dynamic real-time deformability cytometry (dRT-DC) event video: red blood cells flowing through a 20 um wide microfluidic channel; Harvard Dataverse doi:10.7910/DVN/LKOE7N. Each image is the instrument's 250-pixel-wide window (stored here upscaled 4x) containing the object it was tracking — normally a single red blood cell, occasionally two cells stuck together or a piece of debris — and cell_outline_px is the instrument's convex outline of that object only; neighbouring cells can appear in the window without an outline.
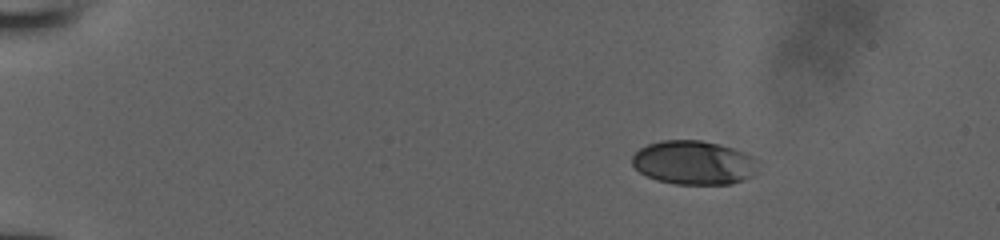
{"species": "human", "species_latin": "Homo sapiens", "temperature_condition": "room temperature", "stored_images_in_passage": 44, "camera_frame_rate_fps": 3000, "um_per_image_px": 0.085, "donor": {"sex": "male"}, "frame": {"image": 1, "passage_image": 1, "time_ms": 0.0, "image_size_px": [1000, 240], "cell_outline_px": [[760, 160], [752, 176], [744, 180], [732, 184], [676, 184], [656, 180], [640, 172], [632, 164], [632, 156], [640, 148], [648, 144], [660, 140], [700, 140], [720, 144], [744, 152]], "centroid_in_image_um": [58.99, 13.82], "position_along_channel_um": 26.0, "area_um2": 32.37}}
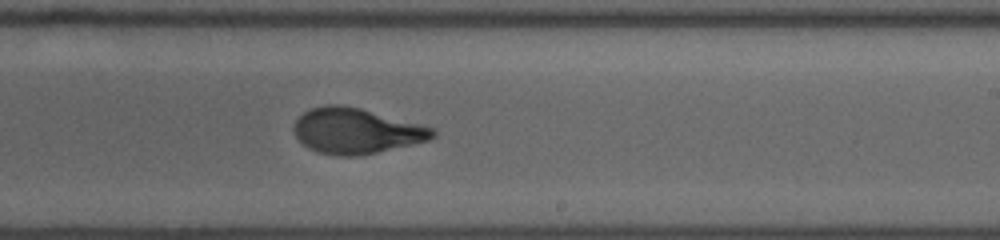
{"frame": {"image": 2, "passage_image": 26, "time_ms": 8.333, "image_size_px": [1000, 240], "cell_outline_px": [[436, 136], [428, 140], [412, 144], [376, 152], [356, 156], [336, 156], [316, 152], [308, 148], [296, 136], [292, 128], [296, 120], [304, 112], [312, 108], [328, 104], [340, 104], [360, 108], [432, 128], [436, 132]], "centroid_in_image_um": [30.22, 11.13], "position_along_channel_um": 258.8, "area_um2": 36.36}}
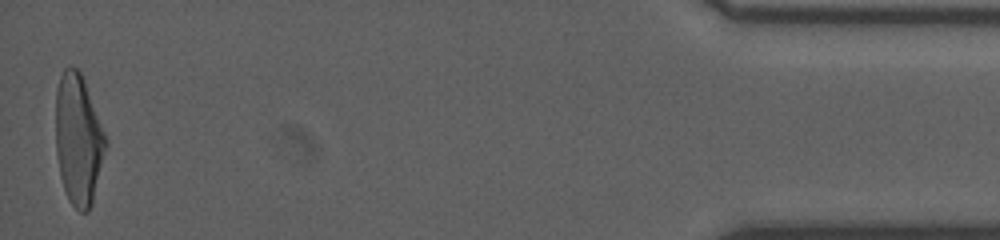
{"frame": {"image": 3, "passage_image": 44, "time_ms": 14.333, "image_size_px": [1000, 240], "cell_outline_px": [[108, 144], [92, 204], [88, 212], [80, 212], [68, 200], [60, 176], [56, 152], [56, 88], [60, 76], [64, 68], [68, 64], [76, 68], [80, 72], [84, 80], [108, 140]], "centroid_in_image_um": [6.67, 11.86], "position_along_channel_um": 428.5, "area_um2": 38.38}}